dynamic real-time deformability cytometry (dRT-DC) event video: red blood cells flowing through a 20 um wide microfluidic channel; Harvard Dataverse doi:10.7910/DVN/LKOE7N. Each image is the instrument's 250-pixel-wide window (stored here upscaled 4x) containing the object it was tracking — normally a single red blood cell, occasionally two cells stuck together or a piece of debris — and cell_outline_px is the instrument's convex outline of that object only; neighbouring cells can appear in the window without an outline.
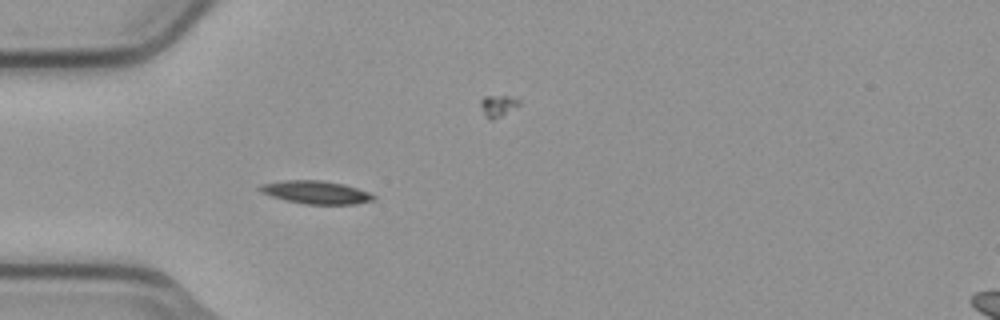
{"species": "common noctule bat (a hibernating species)", "species_latin": "Nyctalus noctula", "temperature_condition": "cold", "stored_images_in_passage": 46, "camera_frame_rate_fps": 3000, "um_per_image_px": 0.085, "animal": {"sex": "male", "body_mass_g": 23.1, "forearm_length_mm": 52.7}, "frame": {"image": 1, "passage_image": 7, "time_ms": 2.0, "image_size_px": [1000, 320], "cell_outline_px": [[376, 196], [372, 200], [356, 204], [304, 204], [284, 200], [260, 192], [260, 184], [284, 180], [320, 180], [344, 184], [368, 192]], "centroid_in_image_um": [26.83, 16.34], "position_along_channel_um": 58.2, "area_um2": 15.14}, "authors_computed_cell_mechanics": {"area_um2": 13.9298, "velocity_mm_per_s": 3.7414, "shape_relaxation_time_tau1_ms": 9.0685, "shape_relaxation_time_tau2_ms": null, "deformation_change_tau1": 0.1226, "deformation_change_tau2": null}}